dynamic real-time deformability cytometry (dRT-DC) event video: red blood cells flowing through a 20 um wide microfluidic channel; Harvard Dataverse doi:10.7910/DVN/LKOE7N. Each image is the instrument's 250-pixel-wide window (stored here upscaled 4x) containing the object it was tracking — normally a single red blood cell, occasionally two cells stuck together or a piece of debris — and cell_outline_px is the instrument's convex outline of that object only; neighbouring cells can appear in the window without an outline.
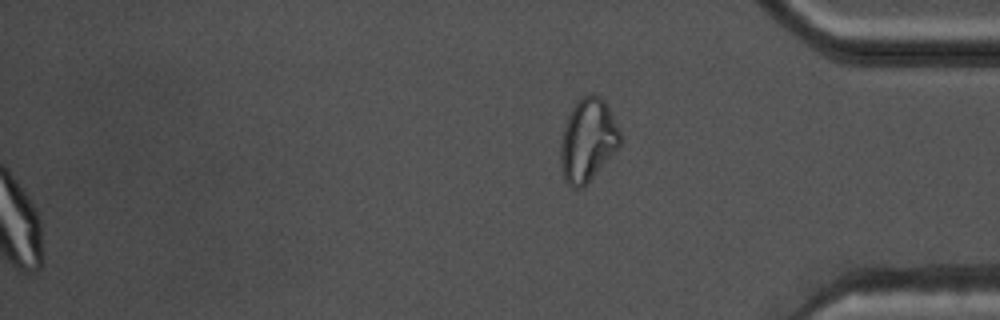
{"species": "common noctule bat (a hibernating species)", "species_latin": "Nyctalus noctula", "temperature_condition": "warm", "stored_images_in_passage": 56, "camera_frame_rate_fps": 3000, "um_per_image_px": 0.085, "animal": {"sex": "male", "body_mass_g": 17.5, "forearm_length_mm": 52.3}, "frame": {"image": 1, "passage_image": 56, "time_ms": 18.333, "image_size_px": [1000, 320], "cell_outline_px": [[620, 144], [592, 176], [580, 188], [572, 188], [564, 180], [560, 168], [560, 144], [564, 124], [576, 100], [584, 96], [600, 96], [604, 100], [620, 132]], "centroid_in_image_um": [49.9, 11.91], "position_along_channel_um": 385.3, "area_um2": 28.09}, "authors_computed_cell_mechanics": {"area_um2": 28.2931, "velocity_mm_per_s": 3.7222, "shape_relaxation_time_tau1_ms": null, "shape_relaxation_time_tau2_ms": 1.4128, "deformation_change_tau1": null, "deformation_change_tau2": 0.0638}}